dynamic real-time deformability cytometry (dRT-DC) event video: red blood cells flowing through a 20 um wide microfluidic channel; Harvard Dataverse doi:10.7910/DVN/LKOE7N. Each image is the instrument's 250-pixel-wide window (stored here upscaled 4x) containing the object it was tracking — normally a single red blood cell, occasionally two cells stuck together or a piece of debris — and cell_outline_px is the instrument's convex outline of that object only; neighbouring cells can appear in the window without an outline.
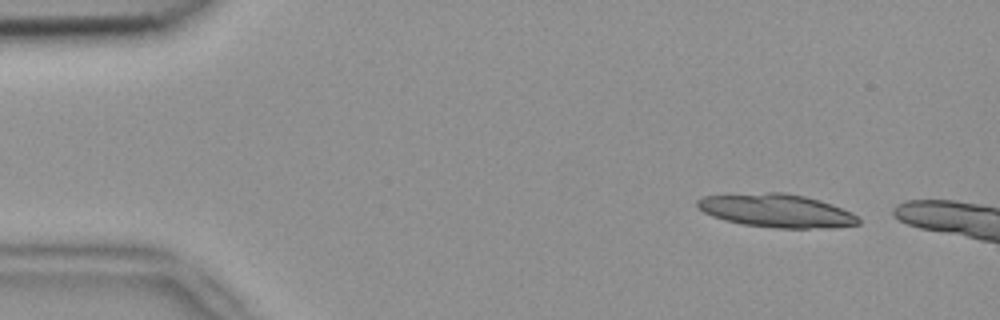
{"species": "common noctule bat (a hibernating species)", "species_latin": "Nyctalus noctula", "temperature_condition": "room temperature", "stored_images_in_passage": 4, "camera_frame_rate_fps": 3000, "um_per_image_px": 0.085, "animal": {"sex": "female", "body_mass_g": 18.4}, "frame": {"image": 1, "passage_image": 2, "time_ms": 0.333, "image_size_px": [1000, 320], "cell_outline_px": [[860, 224], [832, 228], [776, 228], [740, 224], [724, 220], [712, 216], [704, 212], [696, 204], [696, 200], [704, 196], [768, 192], [784, 192], [804, 196], [820, 200], [832, 204], [852, 212], [860, 220]], "centroid_in_image_um": [66.03, 17.91], "position_along_channel_um": 19.0, "area_um2": 31.39}}